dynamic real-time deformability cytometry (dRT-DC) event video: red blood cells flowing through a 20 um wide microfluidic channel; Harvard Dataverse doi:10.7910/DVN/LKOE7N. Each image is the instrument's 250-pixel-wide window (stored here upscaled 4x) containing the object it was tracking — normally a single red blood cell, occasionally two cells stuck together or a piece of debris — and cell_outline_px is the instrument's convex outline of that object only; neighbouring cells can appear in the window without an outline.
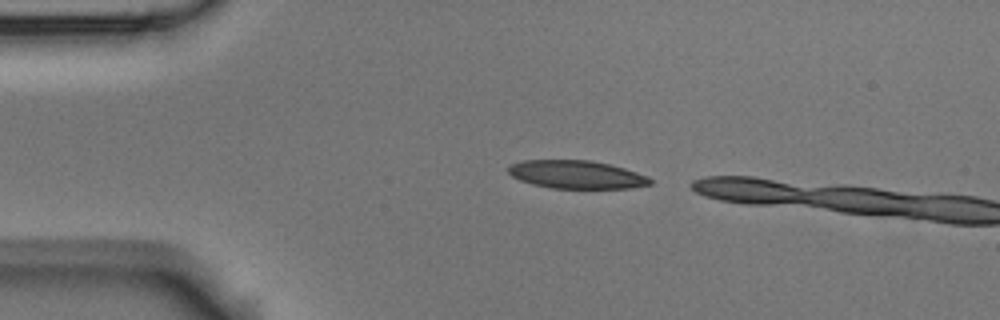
{"species": "Egyptian fruit bat (a non-hibernating species)", "species_latin": "Rousettus aegyptiacus", "temperature_condition": "room temperature", "stored_images_in_passage": 3, "camera_frame_rate_fps": 3000, "um_per_image_px": 0.085, "animal": {"sex": "male"}, "frame": {"image": 1, "passage_image": 1, "time_ms": 0.0, "image_size_px": [1000, 320], "cell_outline_px": [[652, 184], [628, 188], [552, 188], [532, 184], [520, 180], [512, 176], [508, 172], [508, 168], [512, 164], [524, 160], [592, 160], [624, 168], [648, 176], [652, 180]], "centroid_in_image_um": [49.01, 14.83], "position_along_channel_um": 36.0, "area_um2": 23.12}}